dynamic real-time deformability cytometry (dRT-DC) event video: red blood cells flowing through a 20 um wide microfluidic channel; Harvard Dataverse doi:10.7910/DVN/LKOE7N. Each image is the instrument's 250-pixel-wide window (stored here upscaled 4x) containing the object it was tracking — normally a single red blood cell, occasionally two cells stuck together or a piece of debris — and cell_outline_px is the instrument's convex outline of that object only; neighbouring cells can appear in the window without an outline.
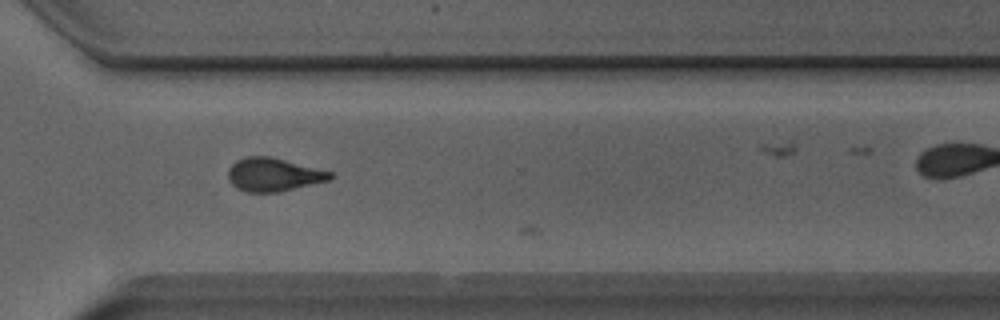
{"species": "Egyptian fruit bat (a non-hibernating species)", "species_latin": "Rousettus aegyptiacus", "temperature_condition": "room temperature", "stored_images_in_passage": 21, "camera_frame_rate_fps": 3000, "um_per_image_px": 0.085, "animal": {"sex": "male"}, "frame": {"image": 1, "passage_image": 20, "time_ms": 6.333, "image_size_px": [1000, 320], "cell_outline_px": [[332, 176], [328, 180], [280, 192], [248, 192], [236, 188], [228, 180], [228, 168], [236, 160], [248, 156], [268, 156], [332, 172]], "centroid_in_image_um": [23.19, 14.85], "position_along_channel_um": 347.4, "area_um2": 19.59}}